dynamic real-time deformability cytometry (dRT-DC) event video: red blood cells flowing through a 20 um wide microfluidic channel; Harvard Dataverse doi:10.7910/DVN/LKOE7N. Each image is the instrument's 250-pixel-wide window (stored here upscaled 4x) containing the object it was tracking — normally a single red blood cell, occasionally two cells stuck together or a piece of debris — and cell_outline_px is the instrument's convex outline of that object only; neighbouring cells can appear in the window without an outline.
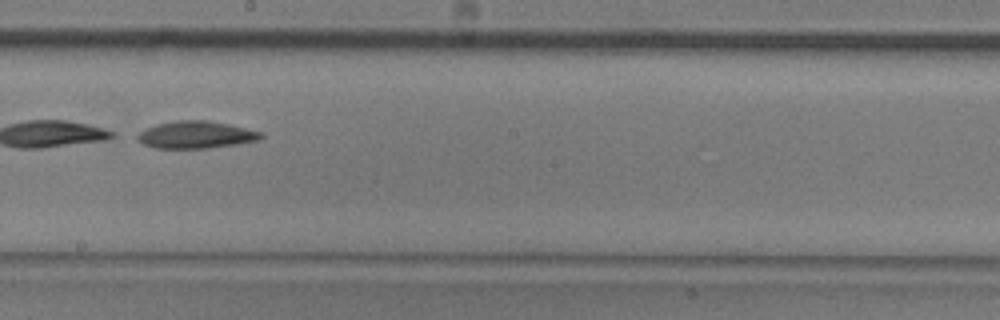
{"species": "common noctule bat (a hibernating species)", "species_latin": "Nyctalus noctula", "temperature_condition": "room temperature", "stored_images_in_passage": 42, "camera_frame_rate_fps": 3000, "um_per_image_px": 0.085, "animal": {"sex": "male", "body_mass_g": 20.5, "forearm_length_mm": 52.5}, "frame": {"image": 1, "passage_image": 19, "time_ms": 6.0, "image_size_px": [1000, 320], "cell_outline_px": [[264, 136], [256, 140], [208, 148], [152, 148], [136, 140], [132, 136], [144, 128], [156, 124], [176, 120], [208, 120], [228, 124], [264, 132]], "centroid_in_image_um": [16.56, 11.44], "position_along_channel_um": 231.6, "area_um2": 19.77}}
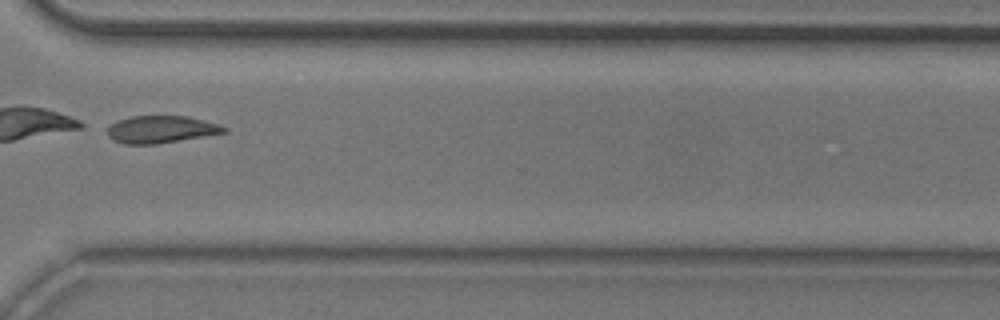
{"frame": {"image": 2, "passage_image": 29, "time_ms": 9.333, "image_size_px": [1000, 320], "cell_outline_px": [[228, 132], [156, 144], [124, 144], [112, 140], [108, 136], [104, 128], [120, 120], [132, 116], [188, 116], [204, 120], [228, 128]], "centroid_in_image_um": [13.65, 11.0], "position_along_channel_um": 357.0, "area_um2": 18.55}}